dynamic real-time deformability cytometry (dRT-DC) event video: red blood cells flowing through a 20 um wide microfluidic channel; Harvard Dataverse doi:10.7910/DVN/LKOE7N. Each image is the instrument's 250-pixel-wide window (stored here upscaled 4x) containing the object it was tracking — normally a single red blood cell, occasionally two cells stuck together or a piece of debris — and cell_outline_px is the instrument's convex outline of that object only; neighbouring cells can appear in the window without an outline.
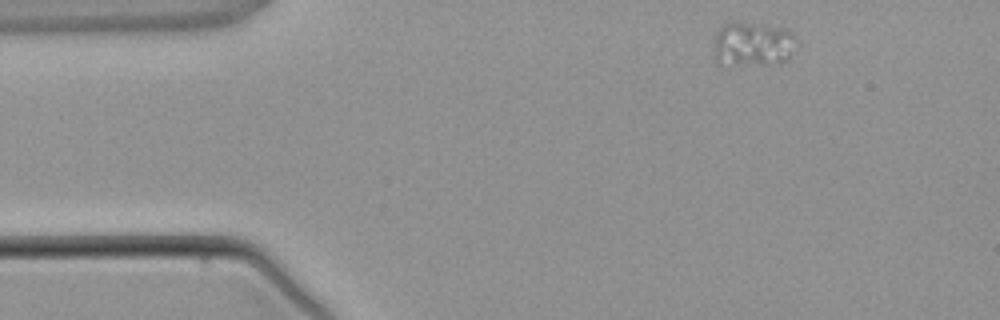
{"species": "common noctule bat (a hibernating species)", "species_latin": "Nyctalus noctula", "temperature_condition": "warm", "stored_images_in_passage": 5, "camera_frame_rate_fps": 3000, "um_per_image_px": 0.085, "animal": {"sex": "male", "body_mass_g": 21.5, "forearm_length_mm": 52.0}, "frame": {"image": 1, "passage_image": 1, "time_ms": 0.0, "image_size_px": [1000, 320], "cell_outline_px": [[796, 40], [788, 60], [780, 64], [720, 68], [716, 64], [716, 36], [720, 28], [724, 24], [752, 24], [788, 28], [796, 36]], "centroid_in_image_um": [64.0, 3.86], "position_along_channel_um": 21.0, "area_um2": 21.85}}
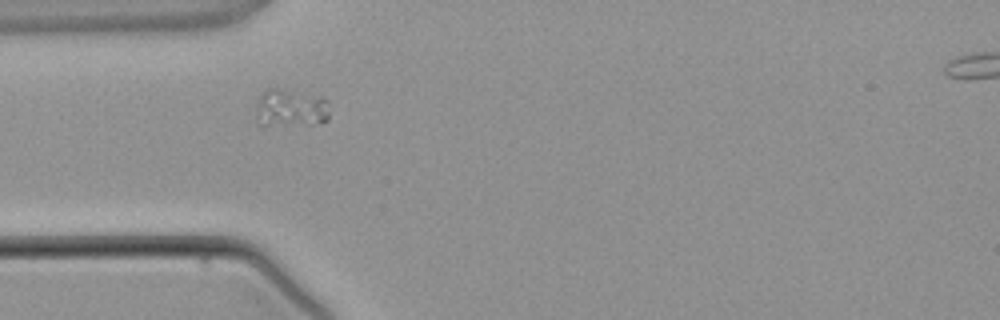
{"frame": {"image": 2, "passage_image": 3, "time_ms": 2.333, "image_size_px": [1000, 320], "cell_outline_px": [[328, 120], [312, 124], [264, 128], [260, 128], [256, 124], [256, 108], [260, 92], [268, 88], [280, 88], [320, 96], [328, 100]], "centroid_in_image_um": [24.62, 9.23], "position_along_channel_um": 60.4, "area_um2": 17.17}}